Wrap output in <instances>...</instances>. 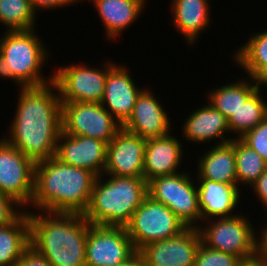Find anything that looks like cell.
<instances>
[{
    "instance_id": "cell-5",
    "label": "cell",
    "mask_w": 267,
    "mask_h": 266,
    "mask_svg": "<svg viewBox=\"0 0 267 266\" xmlns=\"http://www.w3.org/2000/svg\"><path fill=\"white\" fill-rule=\"evenodd\" d=\"M35 31L5 30L0 38V77L10 78L18 88L40 87L53 82V74L46 78L40 72L47 63L49 50Z\"/></svg>"
},
{
    "instance_id": "cell-12",
    "label": "cell",
    "mask_w": 267,
    "mask_h": 266,
    "mask_svg": "<svg viewBox=\"0 0 267 266\" xmlns=\"http://www.w3.org/2000/svg\"><path fill=\"white\" fill-rule=\"evenodd\" d=\"M136 252L125 227L90 225L86 239V266H117Z\"/></svg>"
},
{
    "instance_id": "cell-35",
    "label": "cell",
    "mask_w": 267,
    "mask_h": 266,
    "mask_svg": "<svg viewBox=\"0 0 267 266\" xmlns=\"http://www.w3.org/2000/svg\"><path fill=\"white\" fill-rule=\"evenodd\" d=\"M253 192L262 205L267 209V169L259 176V178L251 185Z\"/></svg>"
},
{
    "instance_id": "cell-3",
    "label": "cell",
    "mask_w": 267,
    "mask_h": 266,
    "mask_svg": "<svg viewBox=\"0 0 267 266\" xmlns=\"http://www.w3.org/2000/svg\"><path fill=\"white\" fill-rule=\"evenodd\" d=\"M38 213L28 211L30 247L51 266H86V239L91 224L83 215Z\"/></svg>"
},
{
    "instance_id": "cell-19",
    "label": "cell",
    "mask_w": 267,
    "mask_h": 266,
    "mask_svg": "<svg viewBox=\"0 0 267 266\" xmlns=\"http://www.w3.org/2000/svg\"><path fill=\"white\" fill-rule=\"evenodd\" d=\"M197 180L199 208L203 224L211 219L235 216L233 211L235 212L234 209L241 198L240 188L237 184H226L207 179Z\"/></svg>"
},
{
    "instance_id": "cell-21",
    "label": "cell",
    "mask_w": 267,
    "mask_h": 266,
    "mask_svg": "<svg viewBox=\"0 0 267 266\" xmlns=\"http://www.w3.org/2000/svg\"><path fill=\"white\" fill-rule=\"evenodd\" d=\"M83 1V0H82ZM103 23L106 37L120 36L141 16L146 0H90Z\"/></svg>"
},
{
    "instance_id": "cell-4",
    "label": "cell",
    "mask_w": 267,
    "mask_h": 266,
    "mask_svg": "<svg viewBox=\"0 0 267 266\" xmlns=\"http://www.w3.org/2000/svg\"><path fill=\"white\" fill-rule=\"evenodd\" d=\"M147 196L144 177L103 174L95 180L83 217L92 225L125 227Z\"/></svg>"
},
{
    "instance_id": "cell-24",
    "label": "cell",
    "mask_w": 267,
    "mask_h": 266,
    "mask_svg": "<svg viewBox=\"0 0 267 266\" xmlns=\"http://www.w3.org/2000/svg\"><path fill=\"white\" fill-rule=\"evenodd\" d=\"M30 247L28 211L13 223L0 227V266H14Z\"/></svg>"
},
{
    "instance_id": "cell-6",
    "label": "cell",
    "mask_w": 267,
    "mask_h": 266,
    "mask_svg": "<svg viewBox=\"0 0 267 266\" xmlns=\"http://www.w3.org/2000/svg\"><path fill=\"white\" fill-rule=\"evenodd\" d=\"M206 223L207 226H199L198 230L202 243L207 247L232 254L241 260L250 259L259 253V236L256 237L255 228L247 216L240 213Z\"/></svg>"
},
{
    "instance_id": "cell-27",
    "label": "cell",
    "mask_w": 267,
    "mask_h": 266,
    "mask_svg": "<svg viewBox=\"0 0 267 266\" xmlns=\"http://www.w3.org/2000/svg\"><path fill=\"white\" fill-rule=\"evenodd\" d=\"M239 67L254 78L267 65V31L251 34L233 55Z\"/></svg>"
},
{
    "instance_id": "cell-39",
    "label": "cell",
    "mask_w": 267,
    "mask_h": 266,
    "mask_svg": "<svg viewBox=\"0 0 267 266\" xmlns=\"http://www.w3.org/2000/svg\"><path fill=\"white\" fill-rule=\"evenodd\" d=\"M262 229L259 238V249H267V224H265Z\"/></svg>"
},
{
    "instance_id": "cell-7",
    "label": "cell",
    "mask_w": 267,
    "mask_h": 266,
    "mask_svg": "<svg viewBox=\"0 0 267 266\" xmlns=\"http://www.w3.org/2000/svg\"><path fill=\"white\" fill-rule=\"evenodd\" d=\"M190 176L181 171L156 177L148 182V196L166 205L187 228H198L202 221L198 191Z\"/></svg>"
},
{
    "instance_id": "cell-22",
    "label": "cell",
    "mask_w": 267,
    "mask_h": 266,
    "mask_svg": "<svg viewBox=\"0 0 267 266\" xmlns=\"http://www.w3.org/2000/svg\"><path fill=\"white\" fill-rule=\"evenodd\" d=\"M210 5V0H172L173 25L189 45L195 44L198 35L209 27Z\"/></svg>"
},
{
    "instance_id": "cell-14",
    "label": "cell",
    "mask_w": 267,
    "mask_h": 266,
    "mask_svg": "<svg viewBox=\"0 0 267 266\" xmlns=\"http://www.w3.org/2000/svg\"><path fill=\"white\" fill-rule=\"evenodd\" d=\"M146 140L121 128L107 144L105 175L143 177Z\"/></svg>"
},
{
    "instance_id": "cell-26",
    "label": "cell",
    "mask_w": 267,
    "mask_h": 266,
    "mask_svg": "<svg viewBox=\"0 0 267 266\" xmlns=\"http://www.w3.org/2000/svg\"><path fill=\"white\" fill-rule=\"evenodd\" d=\"M261 91V88H257L228 119L230 133H236L237 138H241L267 117V102L261 97Z\"/></svg>"
},
{
    "instance_id": "cell-38",
    "label": "cell",
    "mask_w": 267,
    "mask_h": 266,
    "mask_svg": "<svg viewBox=\"0 0 267 266\" xmlns=\"http://www.w3.org/2000/svg\"><path fill=\"white\" fill-rule=\"evenodd\" d=\"M254 81L258 88L263 85L267 87V65L254 77Z\"/></svg>"
},
{
    "instance_id": "cell-15",
    "label": "cell",
    "mask_w": 267,
    "mask_h": 266,
    "mask_svg": "<svg viewBox=\"0 0 267 266\" xmlns=\"http://www.w3.org/2000/svg\"><path fill=\"white\" fill-rule=\"evenodd\" d=\"M107 143L87 136L68 135L61 131L55 157L61 162L103 175L106 165Z\"/></svg>"
},
{
    "instance_id": "cell-33",
    "label": "cell",
    "mask_w": 267,
    "mask_h": 266,
    "mask_svg": "<svg viewBox=\"0 0 267 266\" xmlns=\"http://www.w3.org/2000/svg\"><path fill=\"white\" fill-rule=\"evenodd\" d=\"M14 266H51L50 263L32 247H29Z\"/></svg>"
},
{
    "instance_id": "cell-40",
    "label": "cell",
    "mask_w": 267,
    "mask_h": 266,
    "mask_svg": "<svg viewBox=\"0 0 267 266\" xmlns=\"http://www.w3.org/2000/svg\"><path fill=\"white\" fill-rule=\"evenodd\" d=\"M259 254L264 256L267 260V249H259Z\"/></svg>"
},
{
    "instance_id": "cell-1",
    "label": "cell",
    "mask_w": 267,
    "mask_h": 266,
    "mask_svg": "<svg viewBox=\"0 0 267 266\" xmlns=\"http://www.w3.org/2000/svg\"><path fill=\"white\" fill-rule=\"evenodd\" d=\"M19 93L9 136L2 138L35 163L54 157L62 131V101L56 84L20 87Z\"/></svg>"
},
{
    "instance_id": "cell-18",
    "label": "cell",
    "mask_w": 267,
    "mask_h": 266,
    "mask_svg": "<svg viewBox=\"0 0 267 266\" xmlns=\"http://www.w3.org/2000/svg\"><path fill=\"white\" fill-rule=\"evenodd\" d=\"M180 141L170 133L146 140L143 177L147 183L156 177L180 172L184 154Z\"/></svg>"
},
{
    "instance_id": "cell-31",
    "label": "cell",
    "mask_w": 267,
    "mask_h": 266,
    "mask_svg": "<svg viewBox=\"0 0 267 266\" xmlns=\"http://www.w3.org/2000/svg\"><path fill=\"white\" fill-rule=\"evenodd\" d=\"M240 139L267 162V117Z\"/></svg>"
},
{
    "instance_id": "cell-8",
    "label": "cell",
    "mask_w": 267,
    "mask_h": 266,
    "mask_svg": "<svg viewBox=\"0 0 267 266\" xmlns=\"http://www.w3.org/2000/svg\"><path fill=\"white\" fill-rule=\"evenodd\" d=\"M125 228L137 252L150 243L173 238L187 229L166 205L150 196L144 199Z\"/></svg>"
},
{
    "instance_id": "cell-36",
    "label": "cell",
    "mask_w": 267,
    "mask_h": 266,
    "mask_svg": "<svg viewBox=\"0 0 267 266\" xmlns=\"http://www.w3.org/2000/svg\"><path fill=\"white\" fill-rule=\"evenodd\" d=\"M238 266H267V260L258 253L255 257L242 260Z\"/></svg>"
},
{
    "instance_id": "cell-11",
    "label": "cell",
    "mask_w": 267,
    "mask_h": 266,
    "mask_svg": "<svg viewBox=\"0 0 267 266\" xmlns=\"http://www.w3.org/2000/svg\"><path fill=\"white\" fill-rule=\"evenodd\" d=\"M35 165L4 138L0 139V193L29 206L34 193Z\"/></svg>"
},
{
    "instance_id": "cell-13",
    "label": "cell",
    "mask_w": 267,
    "mask_h": 266,
    "mask_svg": "<svg viewBox=\"0 0 267 266\" xmlns=\"http://www.w3.org/2000/svg\"><path fill=\"white\" fill-rule=\"evenodd\" d=\"M201 242L198 228H187L178 236L142 247L138 253L146 266H194Z\"/></svg>"
},
{
    "instance_id": "cell-37",
    "label": "cell",
    "mask_w": 267,
    "mask_h": 266,
    "mask_svg": "<svg viewBox=\"0 0 267 266\" xmlns=\"http://www.w3.org/2000/svg\"><path fill=\"white\" fill-rule=\"evenodd\" d=\"M117 266H146V264L142 256L138 252H136L126 262Z\"/></svg>"
},
{
    "instance_id": "cell-2",
    "label": "cell",
    "mask_w": 267,
    "mask_h": 266,
    "mask_svg": "<svg viewBox=\"0 0 267 266\" xmlns=\"http://www.w3.org/2000/svg\"><path fill=\"white\" fill-rule=\"evenodd\" d=\"M96 178L92 171L65 164L55 156L39 161L30 206L43 212L83 215Z\"/></svg>"
},
{
    "instance_id": "cell-30",
    "label": "cell",
    "mask_w": 267,
    "mask_h": 266,
    "mask_svg": "<svg viewBox=\"0 0 267 266\" xmlns=\"http://www.w3.org/2000/svg\"><path fill=\"white\" fill-rule=\"evenodd\" d=\"M241 261L239 257L211 249L201 242L194 266H238Z\"/></svg>"
},
{
    "instance_id": "cell-28",
    "label": "cell",
    "mask_w": 267,
    "mask_h": 266,
    "mask_svg": "<svg viewBox=\"0 0 267 266\" xmlns=\"http://www.w3.org/2000/svg\"><path fill=\"white\" fill-rule=\"evenodd\" d=\"M237 185L251 186L267 169V162L240 138H234ZM241 182V183H240Z\"/></svg>"
},
{
    "instance_id": "cell-29",
    "label": "cell",
    "mask_w": 267,
    "mask_h": 266,
    "mask_svg": "<svg viewBox=\"0 0 267 266\" xmlns=\"http://www.w3.org/2000/svg\"><path fill=\"white\" fill-rule=\"evenodd\" d=\"M35 14L37 12L29 0H0V23L6 26L7 31L36 28Z\"/></svg>"
},
{
    "instance_id": "cell-32",
    "label": "cell",
    "mask_w": 267,
    "mask_h": 266,
    "mask_svg": "<svg viewBox=\"0 0 267 266\" xmlns=\"http://www.w3.org/2000/svg\"><path fill=\"white\" fill-rule=\"evenodd\" d=\"M19 207L25 209L15 199L0 193V227L10 225L24 213Z\"/></svg>"
},
{
    "instance_id": "cell-16",
    "label": "cell",
    "mask_w": 267,
    "mask_h": 266,
    "mask_svg": "<svg viewBox=\"0 0 267 266\" xmlns=\"http://www.w3.org/2000/svg\"><path fill=\"white\" fill-rule=\"evenodd\" d=\"M151 90L143 88L136 99L133 111L122 128L145 140L171 133V121Z\"/></svg>"
},
{
    "instance_id": "cell-25",
    "label": "cell",
    "mask_w": 267,
    "mask_h": 266,
    "mask_svg": "<svg viewBox=\"0 0 267 266\" xmlns=\"http://www.w3.org/2000/svg\"><path fill=\"white\" fill-rule=\"evenodd\" d=\"M226 83L208 93V103L221 112L227 120L239 109L246 99L258 88L254 78ZM252 81V83H251ZM254 83V84H253Z\"/></svg>"
},
{
    "instance_id": "cell-17",
    "label": "cell",
    "mask_w": 267,
    "mask_h": 266,
    "mask_svg": "<svg viewBox=\"0 0 267 266\" xmlns=\"http://www.w3.org/2000/svg\"><path fill=\"white\" fill-rule=\"evenodd\" d=\"M127 66L115 64L107 73L101 105L123 125L131 116L136 99L143 89L138 88Z\"/></svg>"
},
{
    "instance_id": "cell-20",
    "label": "cell",
    "mask_w": 267,
    "mask_h": 266,
    "mask_svg": "<svg viewBox=\"0 0 267 266\" xmlns=\"http://www.w3.org/2000/svg\"><path fill=\"white\" fill-rule=\"evenodd\" d=\"M191 113L186 117L187 119L182 126L183 137L189 142L201 144L216 138L217 140L220 139L217 144H224L234 139L231 136L228 138L229 135L227 134L230 133V130L227 118L209 103Z\"/></svg>"
},
{
    "instance_id": "cell-34",
    "label": "cell",
    "mask_w": 267,
    "mask_h": 266,
    "mask_svg": "<svg viewBox=\"0 0 267 266\" xmlns=\"http://www.w3.org/2000/svg\"><path fill=\"white\" fill-rule=\"evenodd\" d=\"M31 3V6L33 7V9L38 12L43 10L45 11L50 9H59L61 7H67L68 5L72 4L74 5V3H77L78 1L81 0H29ZM67 5V6H66Z\"/></svg>"
},
{
    "instance_id": "cell-10",
    "label": "cell",
    "mask_w": 267,
    "mask_h": 266,
    "mask_svg": "<svg viewBox=\"0 0 267 266\" xmlns=\"http://www.w3.org/2000/svg\"><path fill=\"white\" fill-rule=\"evenodd\" d=\"M61 120L62 132L96 138L107 144L122 128L101 103L62 102Z\"/></svg>"
},
{
    "instance_id": "cell-23",
    "label": "cell",
    "mask_w": 267,
    "mask_h": 266,
    "mask_svg": "<svg viewBox=\"0 0 267 266\" xmlns=\"http://www.w3.org/2000/svg\"><path fill=\"white\" fill-rule=\"evenodd\" d=\"M214 145L204 155L199 156L196 179L237 184L234 139L224 144L215 143Z\"/></svg>"
},
{
    "instance_id": "cell-9",
    "label": "cell",
    "mask_w": 267,
    "mask_h": 266,
    "mask_svg": "<svg viewBox=\"0 0 267 266\" xmlns=\"http://www.w3.org/2000/svg\"><path fill=\"white\" fill-rule=\"evenodd\" d=\"M107 61L103 68L69 64L59 66L54 71L53 82L56 84L62 102L100 103L105 90L108 71L115 65Z\"/></svg>"
}]
</instances>
